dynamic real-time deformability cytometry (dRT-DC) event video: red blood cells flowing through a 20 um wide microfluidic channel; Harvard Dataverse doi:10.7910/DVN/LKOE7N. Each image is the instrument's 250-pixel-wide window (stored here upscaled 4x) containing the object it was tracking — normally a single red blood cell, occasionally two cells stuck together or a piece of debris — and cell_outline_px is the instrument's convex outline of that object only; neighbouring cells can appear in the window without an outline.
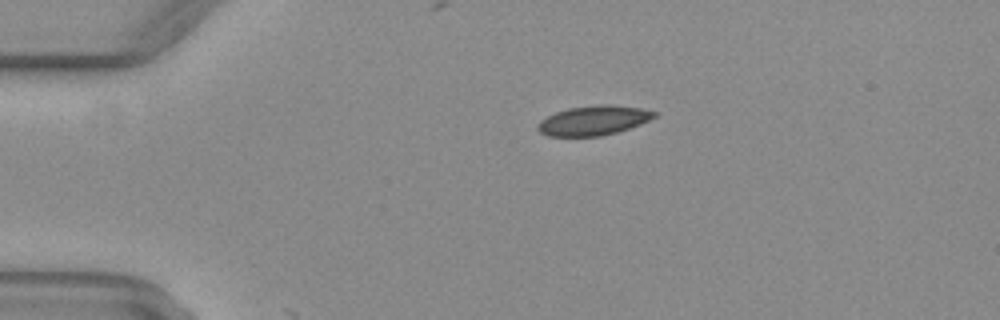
{"species": "common noctule bat (a hibernating species)", "species_latin": "Nyctalus noctula", "temperature_condition": "warm", "stored_images_in_passage": 4, "camera_frame_rate_fps": 3000, "um_per_image_px": 0.085, "animal": {"sex": "female", "body_mass_g": 29.2, "forearm_length_mm": 56.3}, "frame": {"image": 1, "passage_image": 1, "time_ms": 0.0, "image_size_px": [1000, 320], "cell_outline_px": [[656, 116], [640, 124], [616, 132], [600, 136], [548, 136], [540, 132], [536, 128], [536, 124], [540, 120], [556, 112], [568, 108], [600, 104], [608, 104], [640, 108], [656, 112]], "centroid_in_image_um": [50.41, 10.24], "position_along_channel_um": 34.6, "area_um2": 19.94}}